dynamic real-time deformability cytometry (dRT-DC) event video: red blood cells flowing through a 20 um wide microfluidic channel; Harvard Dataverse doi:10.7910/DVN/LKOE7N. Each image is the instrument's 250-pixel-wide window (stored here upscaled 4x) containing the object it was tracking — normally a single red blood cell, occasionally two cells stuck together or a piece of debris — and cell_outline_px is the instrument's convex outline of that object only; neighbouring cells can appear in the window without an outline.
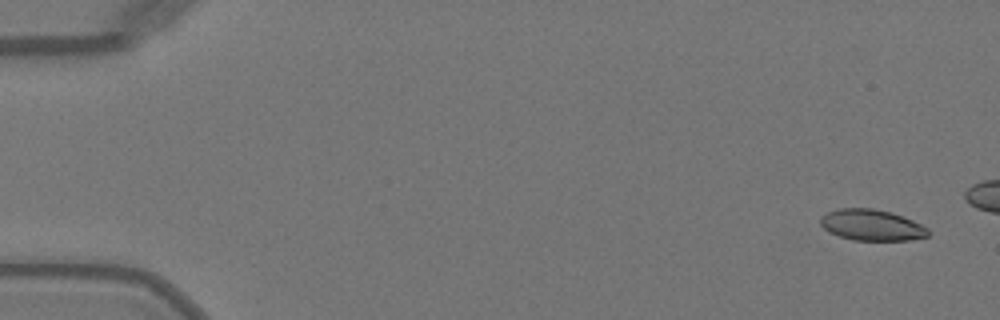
{"species": "Egyptian fruit bat (a non-hibernating species)", "species_latin": "Rousettus aegyptiacus", "temperature_condition": "warm", "stored_images_in_passage": 16, "camera_frame_rate_fps": 3000, "um_per_image_px": 0.085, "animal": {"sex": "female"}, "frame": {"image": 1, "passage_image": 3, "time_ms": 0.667, "image_size_px": [1000, 320], "cell_outline_px": [[928, 236], [908, 240], [852, 240], [828, 232], [820, 224], [820, 216], [828, 212], [840, 208], [872, 208], [892, 212], [912, 220], [928, 228]], "centroid_in_image_um": [74.07, 19.12], "position_along_channel_um": 10.9, "area_um2": 19.48}}